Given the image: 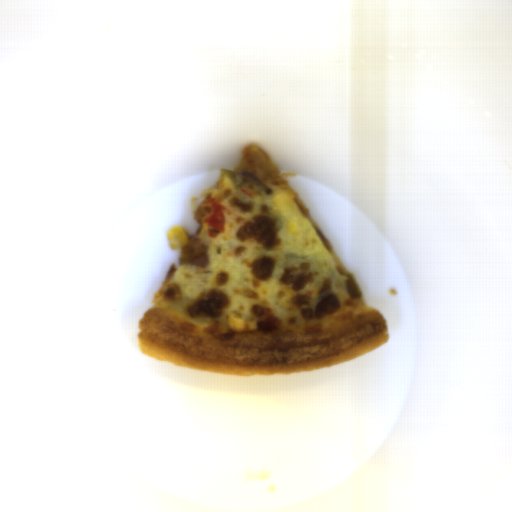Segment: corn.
<instances>
[{
  "mask_svg": "<svg viewBox=\"0 0 512 512\" xmlns=\"http://www.w3.org/2000/svg\"><path fill=\"white\" fill-rule=\"evenodd\" d=\"M190 241V234L181 226H174L167 231V242L172 250L186 247Z\"/></svg>",
  "mask_w": 512,
  "mask_h": 512,
  "instance_id": "obj_1",
  "label": "corn"
},
{
  "mask_svg": "<svg viewBox=\"0 0 512 512\" xmlns=\"http://www.w3.org/2000/svg\"><path fill=\"white\" fill-rule=\"evenodd\" d=\"M226 321L228 328L235 333L244 332L247 328L245 321L236 313L228 314Z\"/></svg>",
  "mask_w": 512,
  "mask_h": 512,
  "instance_id": "obj_2",
  "label": "corn"
}]
</instances>
